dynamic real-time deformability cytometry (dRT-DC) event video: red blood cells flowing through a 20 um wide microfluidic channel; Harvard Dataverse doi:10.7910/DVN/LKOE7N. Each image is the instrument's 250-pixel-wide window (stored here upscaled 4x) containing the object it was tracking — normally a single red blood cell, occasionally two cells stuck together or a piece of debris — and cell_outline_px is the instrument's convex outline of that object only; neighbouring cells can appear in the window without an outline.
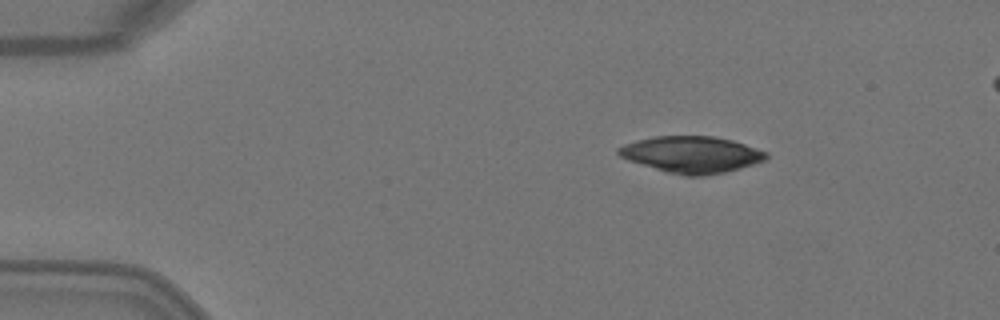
{"species": "Egyptian fruit bat (a non-hibernating species)", "species_latin": "Rousettus aegyptiacus", "temperature_condition": "warm", "stored_images_in_passage": 2, "camera_frame_rate_fps": 3000, "um_per_image_px": 0.085, "animal": {"sex": "female"}, "frame": {"image": 1, "passage_image": 1, "time_ms": 0.0, "image_size_px": [1000, 320], "cell_outline_px": [[768, 156], [764, 160], [740, 168], [724, 172], [700, 176], [684, 176], [664, 172], [628, 160], [620, 156], [616, 152], [616, 148], [624, 144], [636, 140], [656, 136], [712, 136], [732, 140], [768, 152]], "centroid_in_image_um": [58.74, 13.13], "position_along_channel_um": 26.3, "area_um2": 31.44}}